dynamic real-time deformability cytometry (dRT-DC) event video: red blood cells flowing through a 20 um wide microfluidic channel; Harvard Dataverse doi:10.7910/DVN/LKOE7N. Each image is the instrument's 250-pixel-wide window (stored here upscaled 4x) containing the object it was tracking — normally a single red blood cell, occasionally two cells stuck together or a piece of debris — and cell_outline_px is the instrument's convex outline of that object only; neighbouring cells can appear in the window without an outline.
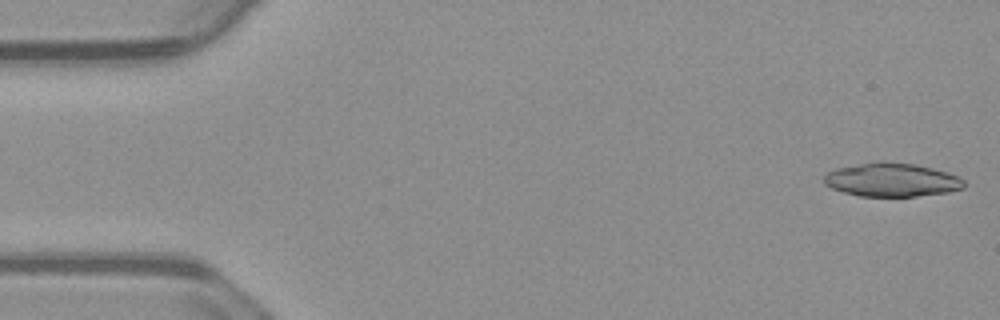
{"species": "common noctule bat (a hibernating species)", "species_latin": "Nyctalus noctula", "temperature_condition": "warm", "stored_images_in_passage": 38, "camera_frame_rate_fps": 3000, "um_per_image_px": 0.085, "animal": {"sex": "male", "body_mass_g": 23.1, "forearm_length_mm": 52.7}, "frame": {"image": 1, "passage_image": 1, "time_ms": 0.0, "image_size_px": [1000, 320], "cell_outline_px": [[964, 188], [948, 192], [916, 196], [860, 196], [844, 192], [832, 188], [824, 184], [824, 176], [828, 172], [836, 168], [880, 160], [916, 164], [948, 172], [960, 176], [964, 180]], "centroid_in_image_um": [75.82, 15.27], "position_along_channel_um": 9.2, "area_um2": 27.57}}